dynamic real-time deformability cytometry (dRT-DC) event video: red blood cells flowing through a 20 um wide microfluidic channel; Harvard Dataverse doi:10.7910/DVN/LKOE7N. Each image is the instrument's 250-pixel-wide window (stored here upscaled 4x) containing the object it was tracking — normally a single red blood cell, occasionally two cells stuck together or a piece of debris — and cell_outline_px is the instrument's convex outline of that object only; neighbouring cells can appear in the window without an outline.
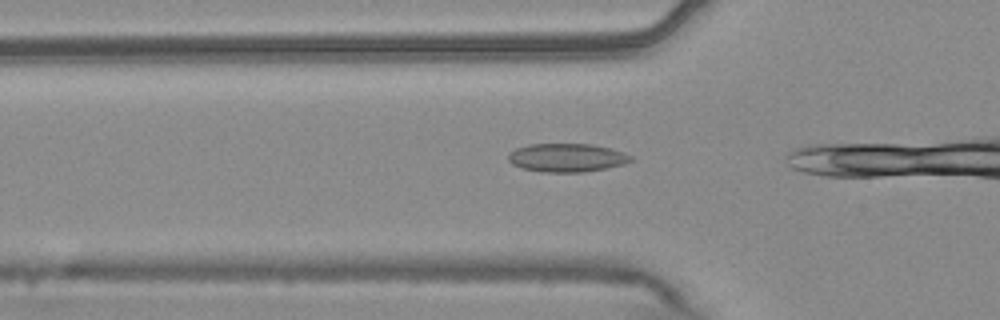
{"species": "common noctule bat (a hibernating species)", "species_latin": "Nyctalus noctula", "temperature_condition": "warm", "stored_images_in_passage": 8, "camera_frame_rate_fps": 3000, "um_per_image_px": 0.085, "animal": {"sex": "male", "body_mass_g": 20.4}, "frame": {"image": 1, "passage_image": 3, "time_ms": 0.667, "image_size_px": [1000, 320], "cell_outline_px": [[632, 160], [624, 164], [604, 168], [580, 172], [540, 172], [520, 168], [512, 164], [508, 160], [508, 156], [516, 148], [528, 144], [592, 144], [608, 148], [632, 156]], "centroid_in_image_um": [48.12, 13.4], "position_along_channel_um": 77.7, "area_um2": 20.11}}
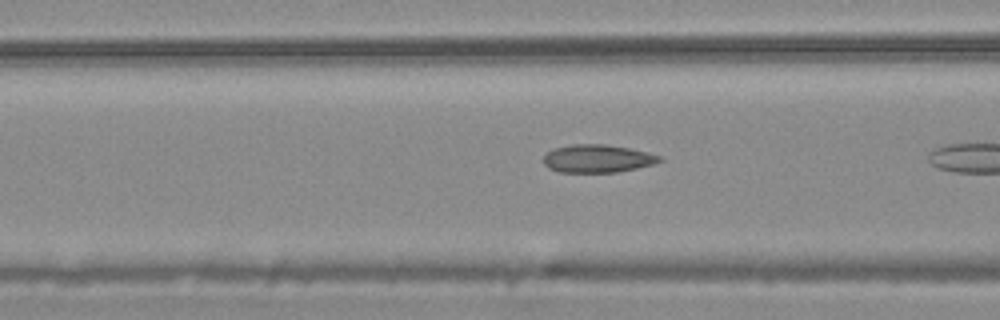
{"frame": {"image": 2, "passage_image": 6, "time_ms": 1.667, "image_size_px": [1000, 320], "cell_outline_px": [[664, 160], [652, 164], [636, 168], [616, 172], [560, 172], [548, 168], [544, 164], [544, 156], [548, 152], [556, 148], [572, 144], [604, 144], [628, 148], [648, 152], [660, 156]], "centroid_in_image_um": [50.79, 13.48], "position_along_channel_um": 115.8, "area_um2": 18.73}}